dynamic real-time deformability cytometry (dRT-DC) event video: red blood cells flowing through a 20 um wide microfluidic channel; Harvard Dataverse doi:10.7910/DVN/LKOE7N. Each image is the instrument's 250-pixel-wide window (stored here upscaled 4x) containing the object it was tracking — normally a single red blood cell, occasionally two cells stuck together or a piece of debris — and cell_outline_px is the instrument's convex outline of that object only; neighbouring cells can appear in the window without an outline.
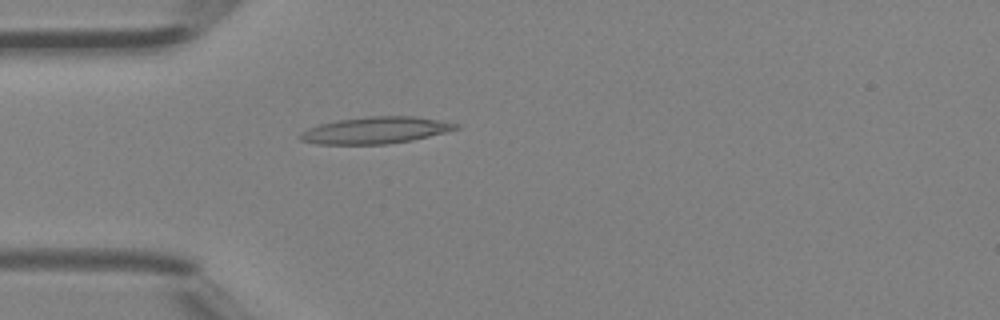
{"species": "Egyptian fruit bat (a non-hibernating species)", "species_latin": "Rousettus aegyptiacus", "temperature_condition": "room temperature", "stored_images_in_passage": 1, "camera_frame_rate_fps": 3000, "um_per_image_px": 0.085, "animal": {"sex": "female"}, "frame": {"image": 1, "passage_image": 1, "time_ms": 0.0, "image_size_px": [1000, 320], "cell_outline_px": [[460, 128], [412, 140], [388, 144], [316, 144], [300, 140], [296, 136], [300, 132], [308, 128], [320, 124], [340, 120], [368, 116], [412, 116], [460, 124]], "centroid_in_image_um": [31.86, 11.08], "position_along_channel_um": 53.1, "area_um2": 24.1}}